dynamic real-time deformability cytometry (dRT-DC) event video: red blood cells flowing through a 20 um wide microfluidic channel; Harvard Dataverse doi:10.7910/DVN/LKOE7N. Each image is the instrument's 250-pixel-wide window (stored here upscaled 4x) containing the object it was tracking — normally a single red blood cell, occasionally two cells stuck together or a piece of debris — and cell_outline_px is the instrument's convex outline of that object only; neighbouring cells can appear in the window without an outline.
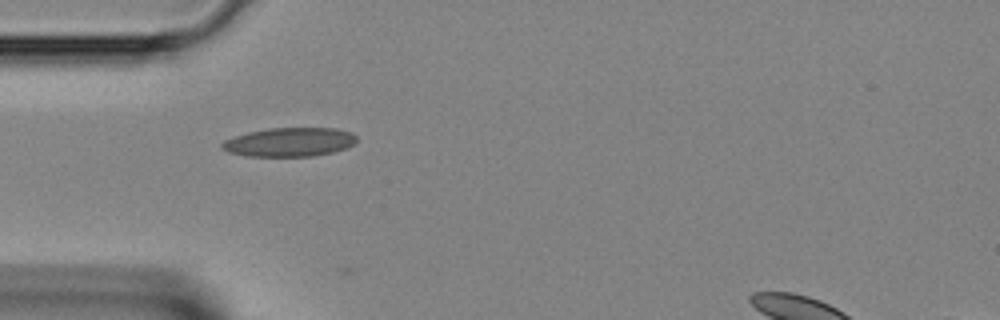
{"species": "Egyptian fruit bat (a non-hibernating species)", "species_latin": "Rousettus aegyptiacus", "temperature_condition": "room temperature", "stored_images_in_passage": 5, "camera_frame_rate_fps": 3000, "um_per_image_px": 0.085, "animal": {"sex": "female"}, "frame": {"image": 1, "passage_image": 1, "time_ms": 0.0, "image_size_px": [1000, 320], "cell_outline_px": [[356, 140], [352, 144], [344, 148], [332, 152], [312, 156], [244, 156], [228, 152], [220, 148], [220, 144], [224, 140], [248, 132], [268, 128], [336, 128], [352, 132], [356, 136]], "centroid_in_image_um": [24.56, 12.07], "position_along_channel_um": 60.4, "area_um2": 22.66}}
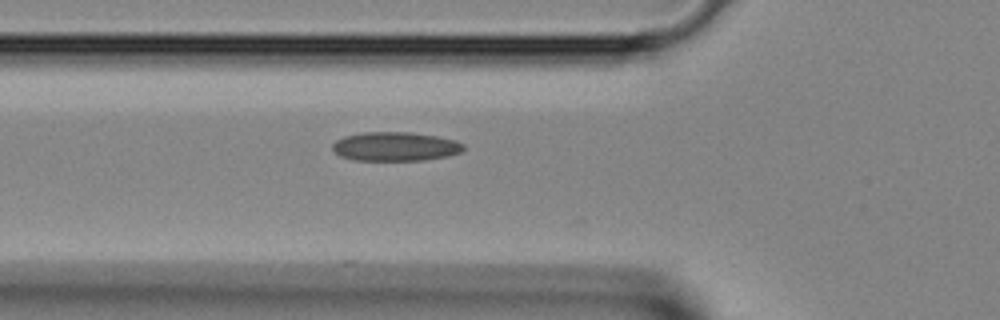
{"frame": {"image": 2, "passage_image": 3, "time_ms": 0.667, "image_size_px": [1000, 320], "cell_outline_px": [[464, 148], [460, 152], [448, 156], [424, 160], [352, 160], [340, 156], [332, 148], [332, 144], [336, 140], [344, 136], [364, 132], [412, 132], [436, 136], [456, 140], [464, 144]], "centroid_in_image_um": [33.6, 12.45], "position_along_channel_um": 92.2, "area_um2": 22.2}}